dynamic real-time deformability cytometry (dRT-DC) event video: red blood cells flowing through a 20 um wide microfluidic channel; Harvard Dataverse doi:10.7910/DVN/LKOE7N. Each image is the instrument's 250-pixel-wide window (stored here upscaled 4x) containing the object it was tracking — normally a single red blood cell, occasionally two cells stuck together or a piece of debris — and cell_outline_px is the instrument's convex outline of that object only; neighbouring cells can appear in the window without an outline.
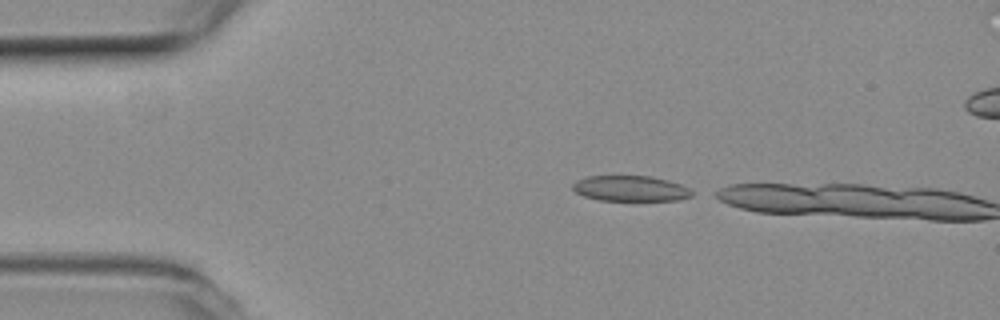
{"species": "common noctule bat (a hibernating species)", "species_latin": "Nyctalus noctula", "temperature_condition": "room temperature", "stored_images_in_passage": 2, "camera_frame_rate_fps": 3000, "um_per_image_px": 0.085, "animal": {"sex": "female", "body_mass_g": 19.3, "forearm_length_mm": 54.1}, "frame": {"image": 1, "passage_image": 1, "time_ms": 0.0, "image_size_px": [1000, 320], "cell_outline_px": [[696, 192], [692, 196], [680, 200], [600, 200], [584, 196], [576, 192], [572, 188], [572, 184], [576, 180], [588, 176], [652, 176], [668, 180], [680, 184]], "centroid_in_image_um": [53.62, 16.02], "position_along_channel_um": 31.4, "area_um2": 17.8}}